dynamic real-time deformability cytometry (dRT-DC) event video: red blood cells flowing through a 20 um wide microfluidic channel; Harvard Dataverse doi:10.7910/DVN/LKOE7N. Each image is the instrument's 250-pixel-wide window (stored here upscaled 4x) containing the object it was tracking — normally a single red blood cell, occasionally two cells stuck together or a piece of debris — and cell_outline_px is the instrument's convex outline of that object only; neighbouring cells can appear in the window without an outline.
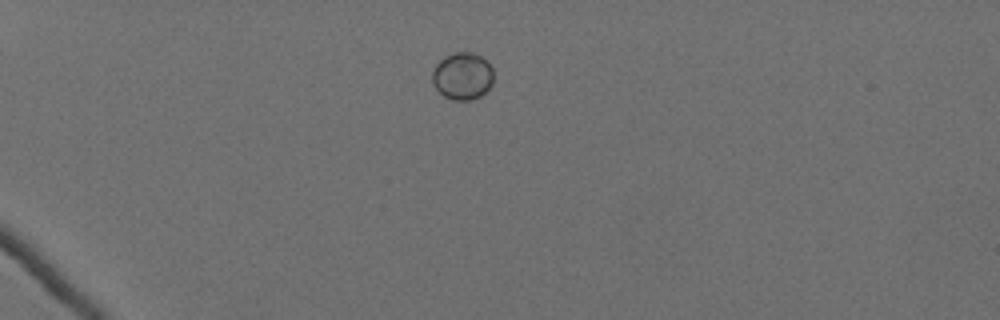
{"species": "Egyptian fruit bat (a non-hibernating species)", "species_latin": "Rousettus aegyptiacus", "temperature_condition": "cold", "stored_images_in_passage": 9, "camera_frame_rate_fps": 3000, "um_per_image_px": 0.085, "animal": {"sex": "female"}, "frame": {"image": 1, "passage_image": 1, "time_ms": 0.0, "image_size_px": [1000, 320], "cell_outline_px": [[492, 84], [480, 96], [472, 100], [452, 100], [444, 96], [432, 84], [432, 72], [436, 64], [444, 56], [456, 52], [472, 52], [480, 56], [492, 68]], "centroid_in_image_um": [39.28, 6.47], "position_along_channel_um": 45.7, "area_um2": 16.76}}
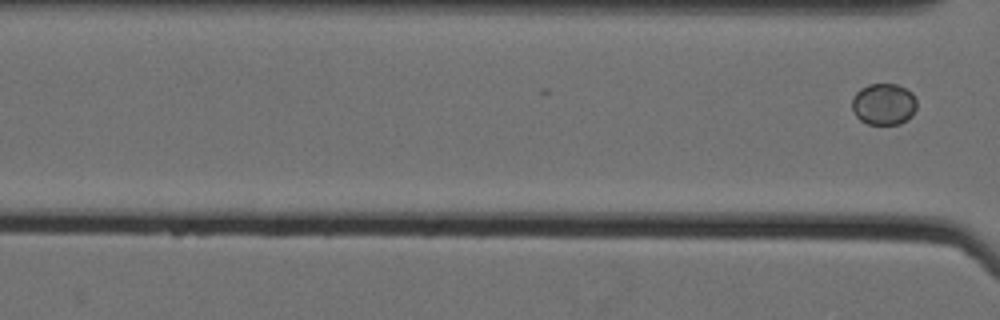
{"frame": {"image": 2, "passage_image": 9, "time_ms": 2.667, "image_size_px": [1000, 320], "cell_outline_px": [[916, 108], [912, 116], [900, 124], [868, 124], [860, 120], [852, 112], [852, 96], [860, 88], [868, 84], [896, 84], [912, 92], [916, 100]], "centroid_in_image_um": [75.1, 8.85], "position_along_channel_um": 91.5, "area_um2": 15.84}}